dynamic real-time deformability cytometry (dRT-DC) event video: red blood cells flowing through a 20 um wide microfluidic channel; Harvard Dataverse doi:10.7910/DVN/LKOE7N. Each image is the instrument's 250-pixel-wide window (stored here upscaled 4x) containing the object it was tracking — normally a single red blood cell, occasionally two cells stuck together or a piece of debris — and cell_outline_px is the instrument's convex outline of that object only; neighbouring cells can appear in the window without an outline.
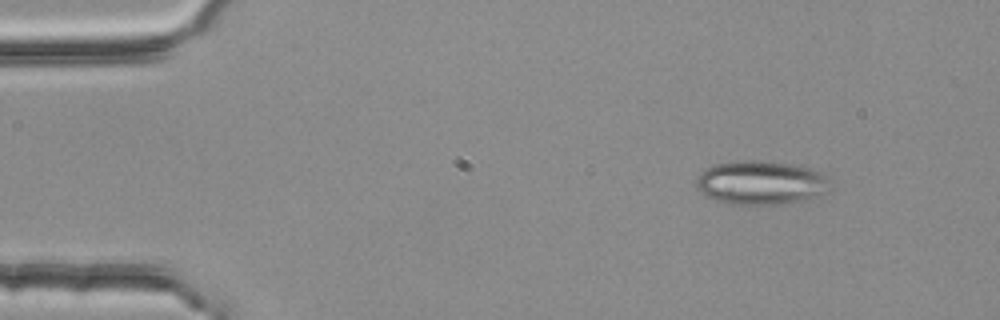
{"species": "common noctule bat (a hibernating species)", "species_latin": "Nyctalus noctula", "temperature_condition": "room temperature", "stored_images_in_passage": 4, "segment_of_instrument_passage": [1, 2], "camera_frame_rate_fps": 3000, "um_per_image_px": 0.085, "animal": {"sex": "female", "body_mass_g": 25.1}, "frame": {"image": 1, "passage_image": 1, "time_ms": 0.0, "image_size_px": [1000, 320], "cell_outline_px": [[832, 188], [828, 192], [800, 200], [776, 204], [728, 204], [704, 196], [696, 188], [696, 180], [700, 172], [716, 164], [736, 160], [756, 160], [792, 164], [812, 168], [828, 172]], "centroid_in_image_um": [64.72, 15.51], "position_along_channel_um": 20.3, "area_um2": 34.68}}